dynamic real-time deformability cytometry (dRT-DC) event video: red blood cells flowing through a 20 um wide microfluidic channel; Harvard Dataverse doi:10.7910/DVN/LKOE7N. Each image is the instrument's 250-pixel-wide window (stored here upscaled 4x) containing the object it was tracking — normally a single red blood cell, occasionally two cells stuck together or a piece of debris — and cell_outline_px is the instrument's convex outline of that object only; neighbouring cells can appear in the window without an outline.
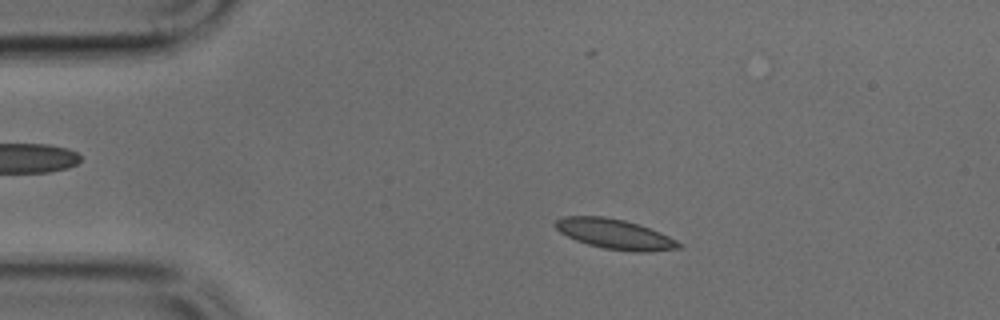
{"species": "common noctule bat (a hibernating species)", "species_latin": "Nyctalus noctula", "temperature_condition": "cold", "stored_images_in_passage": 42, "camera_frame_rate_fps": 3000, "um_per_image_px": 0.085, "animal": {"sex": "male", "body_mass_g": 17.9, "forearm_length_mm": 54.2}, "frame": {"image": 1, "passage_image": 3, "time_ms": 0.667, "image_size_px": [1000, 320], "cell_outline_px": [[680, 248], [648, 252], [636, 252], [604, 248], [588, 244], [576, 240], [560, 232], [552, 224], [556, 220], [564, 216], [604, 216], [624, 220], [660, 232], [676, 240], [680, 244]], "centroid_in_image_um": [52.22, 19.89], "position_along_channel_um": 32.8, "area_um2": 21.33}}
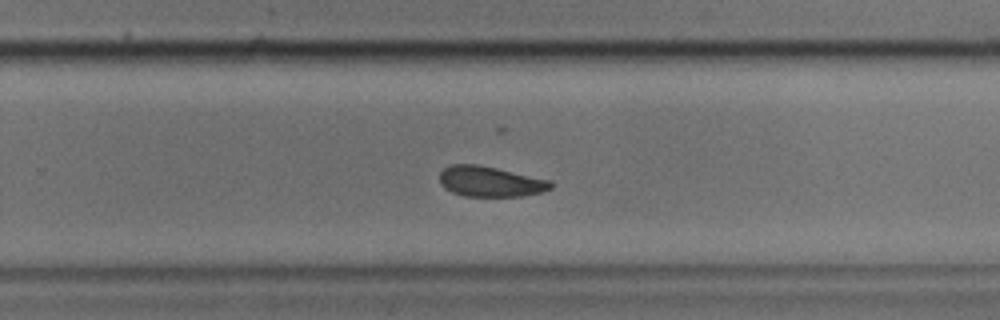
{"frame": {"image": 2, "passage_image": 25, "time_ms": 8.0, "image_size_px": [1000, 320], "cell_outline_px": [[556, 184], [552, 188], [544, 192], [524, 196], [464, 196], [452, 192], [444, 188], [440, 184], [440, 172], [448, 164], [476, 164], [496, 168], [552, 180]], "centroid_in_image_um": [41.71, 15.43], "position_along_channel_um": 288.1, "area_um2": 20.0}}
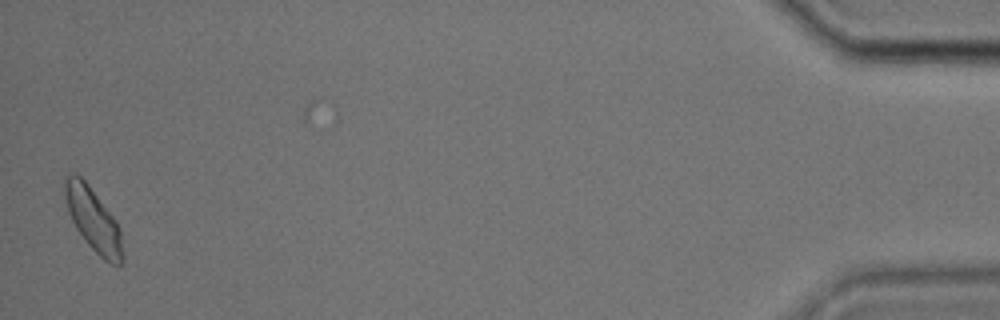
{"frame": {"image": 3, "passage_image": 42, "time_ms": 13.667, "image_size_px": [1000, 320], "cell_outline_px": [[124, 260], [120, 264], [108, 264], [88, 244], [76, 228], [68, 212], [64, 192], [64, 180], [68, 176], [80, 176], [88, 184], [116, 220], [120, 228], [124, 256]], "centroid_in_image_um": [7.96, 18.72], "position_along_channel_um": 427.2, "area_um2": 21.04}}